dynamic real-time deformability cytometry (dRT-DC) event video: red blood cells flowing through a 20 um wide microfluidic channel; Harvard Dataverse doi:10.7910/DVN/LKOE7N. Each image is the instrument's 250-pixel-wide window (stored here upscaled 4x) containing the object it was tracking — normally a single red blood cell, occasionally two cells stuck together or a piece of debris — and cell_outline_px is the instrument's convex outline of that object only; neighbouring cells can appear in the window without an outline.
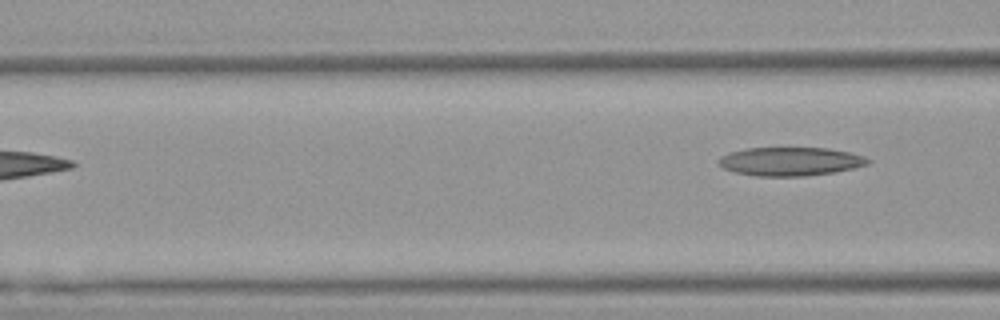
{"species": "Egyptian fruit bat (a non-hibernating species)", "species_latin": "Rousettus aegyptiacus", "temperature_condition": "warm", "stored_images_in_passage": 4, "camera_frame_rate_fps": 3000, "um_per_image_px": 0.085, "animal": {"sex": "female"}, "frame": {"image": 1, "passage_image": 4, "time_ms": 1.0, "image_size_px": [1000, 320], "cell_outline_px": [[872, 160], [868, 164], [836, 172], [804, 176], [756, 176], [736, 172], [724, 168], [716, 164], [716, 160], [720, 156], [728, 152], [748, 148], [828, 148], [848, 152], [864, 156]], "centroid_in_image_um": [67.14, 13.72], "position_along_channel_um": 99.5, "area_um2": 24.97}}